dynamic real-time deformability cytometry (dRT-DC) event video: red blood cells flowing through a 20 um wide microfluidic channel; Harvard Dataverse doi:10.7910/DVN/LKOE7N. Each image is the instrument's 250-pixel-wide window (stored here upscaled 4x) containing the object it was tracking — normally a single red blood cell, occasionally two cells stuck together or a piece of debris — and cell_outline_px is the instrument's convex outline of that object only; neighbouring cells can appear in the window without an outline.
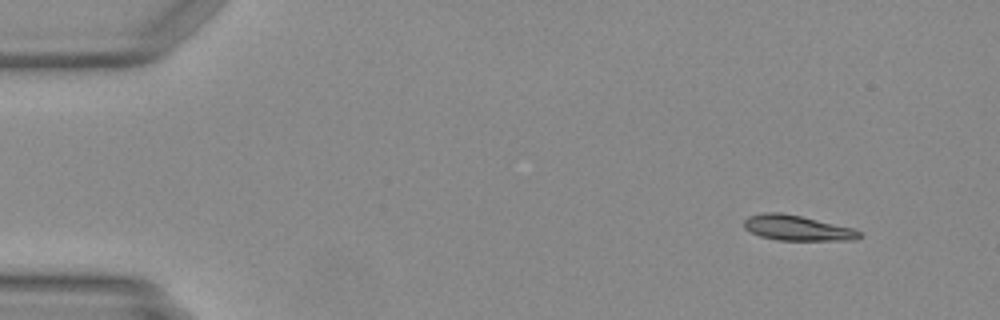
{"species": "Egyptian fruit bat (a non-hibernating species)", "species_latin": "Rousettus aegyptiacus", "temperature_condition": "warm", "stored_images_in_passage": 7, "camera_frame_rate_fps": 3000, "um_per_image_px": 0.085, "animal": {"sex": "female"}, "frame": {"image": 1, "passage_image": 1, "time_ms": 0.0, "image_size_px": [1000, 320], "cell_outline_px": [[860, 236], [856, 240], [776, 240], [760, 236], [744, 228], [744, 220], [748, 216], [764, 212], [780, 212], [800, 216], [852, 228], [860, 232]], "centroid_in_image_um": [67.71, 19.38], "position_along_channel_um": 17.3, "area_um2": 16.76}}